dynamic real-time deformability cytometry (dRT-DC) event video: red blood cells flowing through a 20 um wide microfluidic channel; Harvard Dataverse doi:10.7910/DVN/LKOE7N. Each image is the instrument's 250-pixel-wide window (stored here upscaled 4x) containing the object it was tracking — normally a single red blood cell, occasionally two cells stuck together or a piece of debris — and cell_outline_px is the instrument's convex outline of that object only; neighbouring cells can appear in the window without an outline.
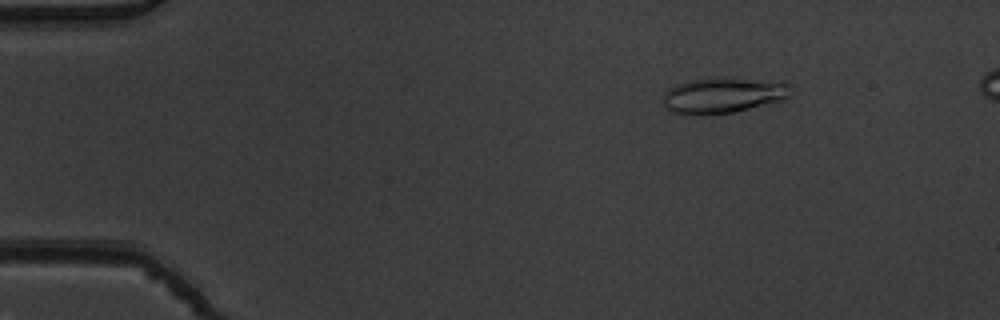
{"species": "common noctule bat (a hibernating species)", "species_latin": "Nyctalus noctula", "temperature_condition": "warm", "stored_images_in_passage": 15, "camera_frame_rate_fps": 3000, "um_per_image_px": 0.085, "animal": {"sex": "male", "body_mass_g": 19.5, "forearm_length_mm": 54.6}, "frame": {"image": 1, "passage_image": 7, "time_ms": 2.0, "image_size_px": [1000, 320], "cell_outline_px": [[792, 88], [788, 96], [784, 100], [768, 104], [732, 112], [700, 116], [684, 116], [672, 112], [664, 108], [664, 92], [668, 88], [676, 84], [692, 80], [744, 80], [792, 84]], "centroid_in_image_um": [61.37, 8.18], "position_along_channel_um": 23.6, "area_um2": 25.84}}